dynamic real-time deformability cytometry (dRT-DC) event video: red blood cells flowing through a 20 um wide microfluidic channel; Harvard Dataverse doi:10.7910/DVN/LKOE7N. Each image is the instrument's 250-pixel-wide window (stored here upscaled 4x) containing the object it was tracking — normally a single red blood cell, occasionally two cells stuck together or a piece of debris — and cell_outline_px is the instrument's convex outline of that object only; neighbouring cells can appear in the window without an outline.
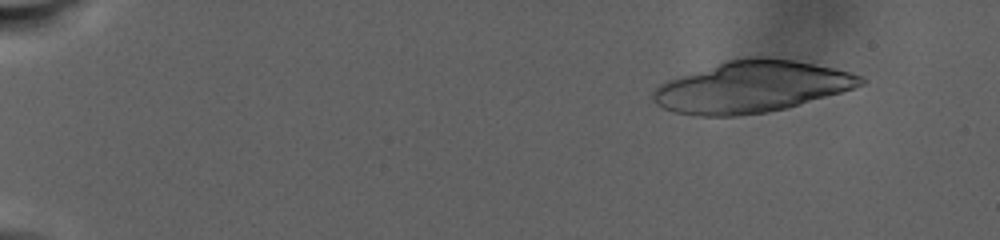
{"species": "human", "species_latin": "Homo sapiens", "temperature_condition": "warm", "stored_images_in_passage": 33, "camera_frame_rate_fps": 3000, "um_per_image_px": 0.085, "donor": {"sex": "male"}, "frame": {"image": 1, "passage_image": 7, "time_ms": 2.667, "image_size_px": [1000, 240], "cell_outline_px": [[864, 84], [840, 92], [788, 108], [764, 112], [736, 116], [696, 116], [672, 112], [656, 104], [652, 100], [652, 92], [660, 84], [668, 80], [724, 60], [748, 56], [768, 56], [792, 60], [832, 68], [864, 76]], "centroid_in_image_um": [63.84, 7.37], "position_along_channel_um": 21.2, "area_um2": 62.19}}